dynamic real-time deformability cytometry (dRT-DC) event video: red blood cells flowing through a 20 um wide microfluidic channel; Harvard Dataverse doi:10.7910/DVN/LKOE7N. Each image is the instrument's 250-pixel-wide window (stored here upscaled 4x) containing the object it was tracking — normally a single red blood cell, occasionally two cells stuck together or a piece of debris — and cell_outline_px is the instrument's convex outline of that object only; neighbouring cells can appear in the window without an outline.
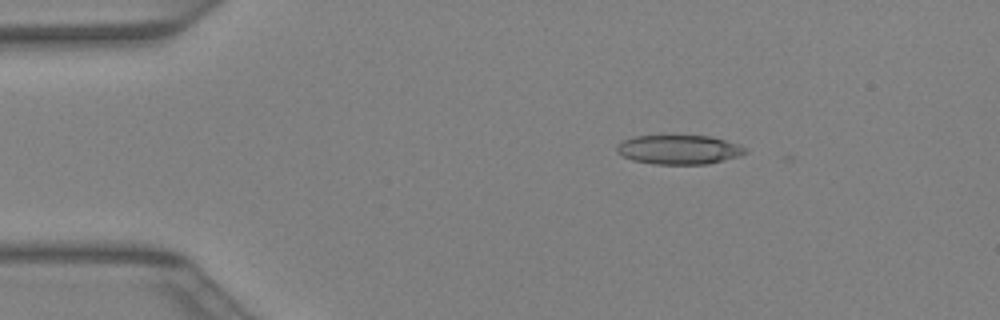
{"species": "Egyptian fruit bat (a non-hibernating species)", "species_latin": "Rousettus aegyptiacus", "temperature_condition": "warm", "stored_images_in_passage": 8, "camera_frame_rate_fps": 3000, "um_per_image_px": 0.085, "animal": {"sex": "female"}, "frame": {"image": 1, "passage_image": 7, "time_ms": 2.0, "image_size_px": [1000, 320], "cell_outline_px": [[748, 152], [740, 156], [708, 164], [656, 164], [632, 160], [616, 152], [616, 144], [632, 136], [708, 136], [728, 140], [740, 144], [748, 148]], "centroid_in_image_um": [57.75, 12.71], "position_along_channel_um": 27.2, "area_um2": 22.08}}